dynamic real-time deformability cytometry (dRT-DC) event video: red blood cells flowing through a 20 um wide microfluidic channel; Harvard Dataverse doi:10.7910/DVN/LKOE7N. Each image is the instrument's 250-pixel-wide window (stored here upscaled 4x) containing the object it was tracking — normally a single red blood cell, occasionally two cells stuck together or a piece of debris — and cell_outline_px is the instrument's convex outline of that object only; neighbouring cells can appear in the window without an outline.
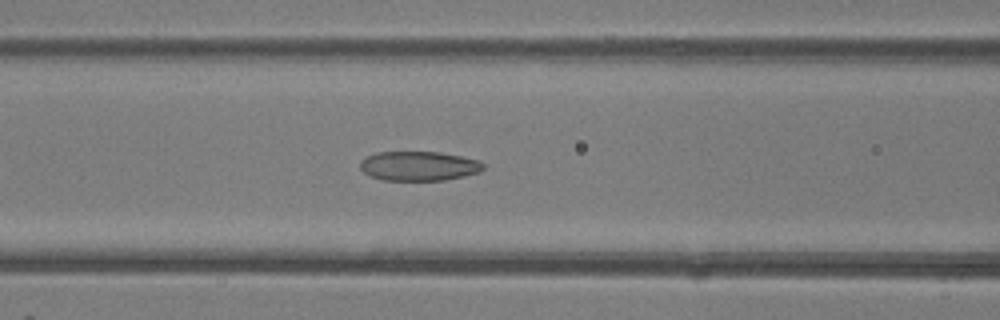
{"species": "common noctule bat (a hibernating species)", "species_latin": "Nyctalus noctula", "temperature_condition": "room temperature", "stored_images_in_passage": 27, "camera_frame_rate_fps": 3000, "um_per_image_px": 0.085, "animal": {"sex": "female"}, "frame": {"image": 1, "passage_image": 5, "time_ms": 1.333, "image_size_px": [1000, 320], "cell_outline_px": [[484, 168], [480, 172], [464, 176], [444, 180], [384, 180], [372, 176], [364, 172], [360, 168], [360, 160], [376, 152], [440, 152], [480, 160], [484, 164]], "centroid_in_image_um": [35.62, 14.1], "position_along_channel_um": 131.0, "area_um2": 21.1}}
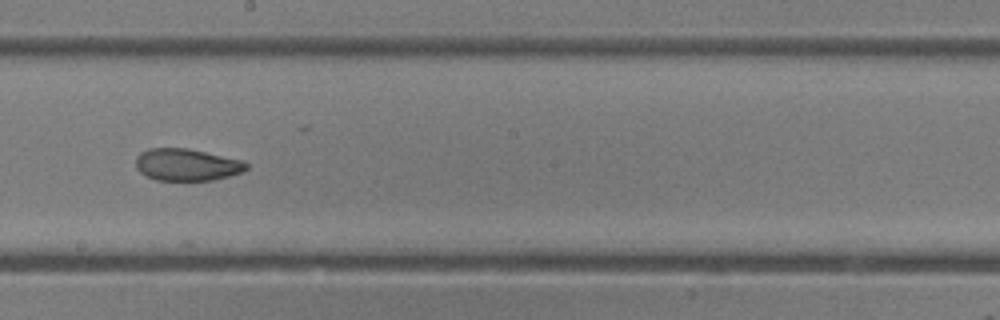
{"frame": {"image": 2, "passage_image": 12, "time_ms": 3.667, "image_size_px": [1000, 320], "cell_outline_px": [[248, 168], [240, 172], [228, 176], [212, 180], [156, 180], [140, 172], [136, 168], [136, 156], [140, 152], [148, 148], [188, 148], [244, 160], [248, 164]], "centroid_in_image_um": [15.87, 13.98], "position_along_channel_um": 232.3, "area_um2": 20.69}}
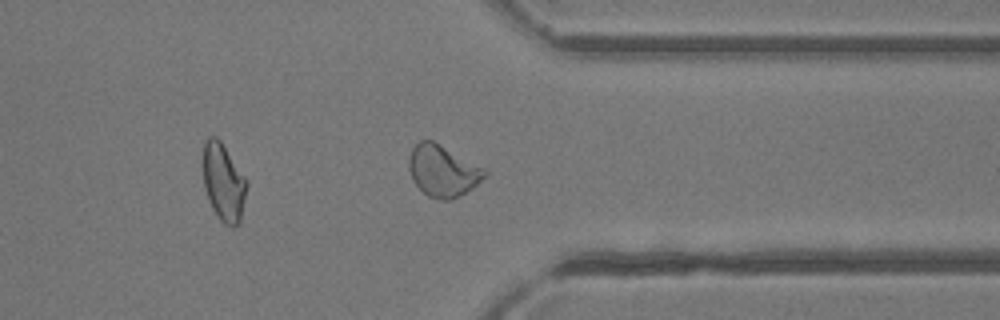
{"frame": {"image": 3, "passage_image": 22, "time_ms": 7.0, "image_size_px": [1000, 320], "cell_outline_px": [[488, 172], [472, 188], [460, 196], [452, 200], [444, 200], [428, 196], [412, 180], [408, 168], [408, 156], [412, 148], [420, 140], [432, 140], [488, 168]], "centroid_in_image_um": [37.65, 14.5], "position_along_channel_um": 373.8, "area_um2": 22.95}, "authors_computed_cell_mechanics": {"area_um2": 21.3282, "velocity_mm_per_s": 4.346, "shape_relaxation_time_tau1_ms": null, "shape_relaxation_time_tau2_ms": 1.8905, "deformation_change_tau1": null, "deformation_change_tau2": 0.0666}}